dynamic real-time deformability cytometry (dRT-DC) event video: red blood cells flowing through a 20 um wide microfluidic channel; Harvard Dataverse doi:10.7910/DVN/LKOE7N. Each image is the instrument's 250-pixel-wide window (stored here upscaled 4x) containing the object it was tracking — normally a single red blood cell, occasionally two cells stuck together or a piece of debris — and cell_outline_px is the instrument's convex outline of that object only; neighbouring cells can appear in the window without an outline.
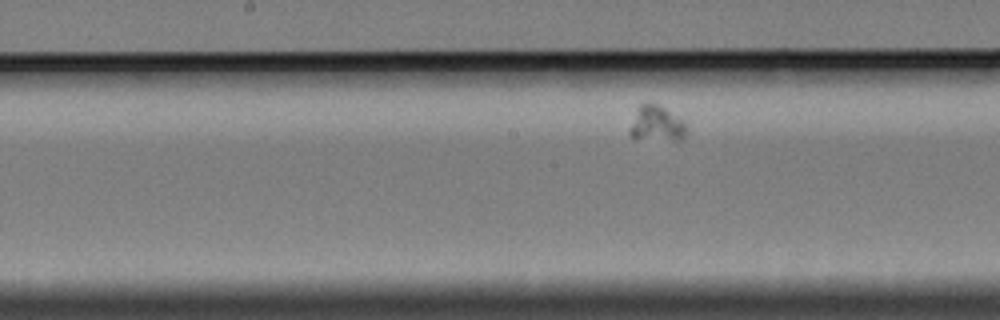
{"species": "Egyptian fruit bat (a non-hibernating species)", "species_latin": "Rousettus aegyptiacus", "temperature_condition": "cold", "stored_images_in_passage": 40, "camera_frame_rate_fps": 3000, "um_per_image_px": 0.085, "animal": {"sex": "female"}, "frame": {"image": 1, "passage_image": 17, "time_ms": 5.333, "image_size_px": [1000, 320], "cell_outline_px": [[688, 132], [684, 140], [672, 140], [628, 136], [628, 128], [640, 104], [648, 100], [664, 108], [684, 120], [688, 128]], "centroid_in_image_um": [55.85, 10.5], "position_along_channel_um": 192.4, "area_um2": 11.91}}
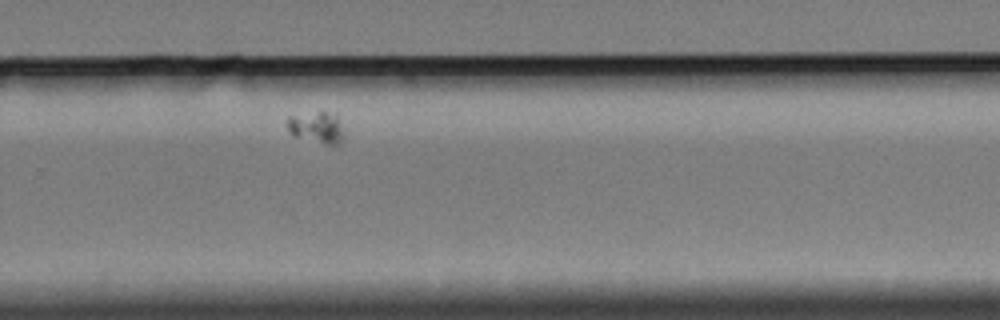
{"frame": {"image": 2, "passage_image": 28, "time_ms": 9.0, "image_size_px": [1000, 320], "cell_outline_px": [[344, 140], [340, 144], [324, 144], [292, 136], [288, 132], [288, 116], [320, 112], [324, 112], [336, 116], [344, 132]], "centroid_in_image_um": [26.91, 10.87], "position_along_channel_um": 302.9, "area_um2": 10.35}}
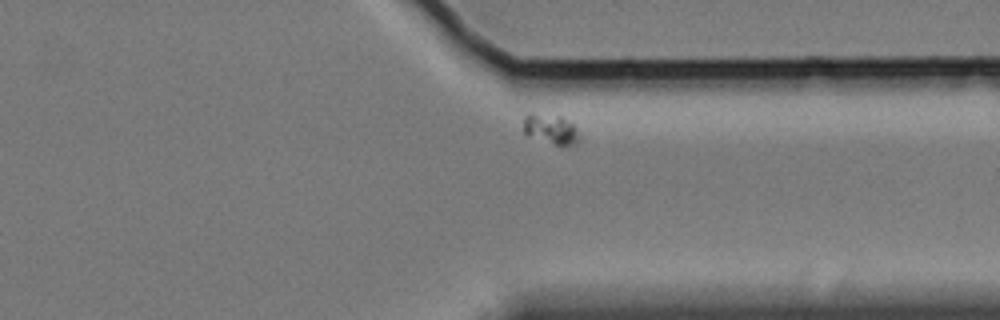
{"frame": {"image": 3, "passage_image": 34, "time_ms": 11.0, "image_size_px": [1000, 320], "cell_outline_px": [[584, 136], [576, 144], [568, 148], [564, 148], [528, 136], [524, 132], [524, 116], [560, 116], [576, 124]], "centroid_in_image_um": [47.0, 11.08], "position_along_channel_um": 364.4, "area_um2": 10.06}}